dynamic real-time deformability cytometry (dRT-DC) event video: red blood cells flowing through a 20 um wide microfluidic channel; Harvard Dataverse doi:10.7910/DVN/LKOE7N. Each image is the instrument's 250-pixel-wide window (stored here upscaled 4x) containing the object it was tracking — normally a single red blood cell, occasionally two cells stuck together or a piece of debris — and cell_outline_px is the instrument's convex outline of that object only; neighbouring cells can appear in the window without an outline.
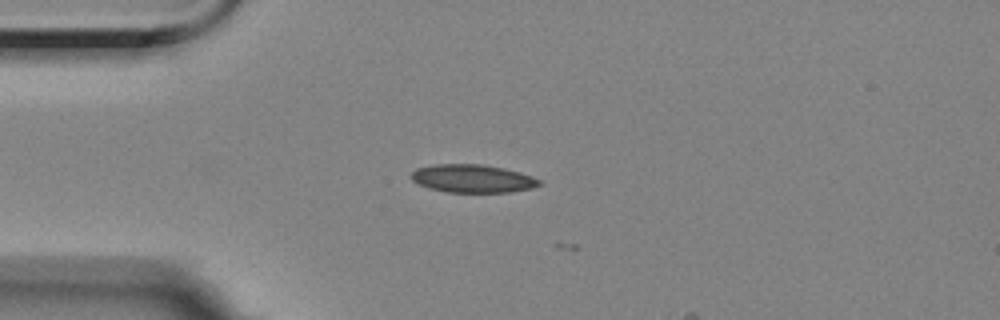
{"species": "Egyptian fruit bat (a non-hibernating species)", "species_latin": "Rousettus aegyptiacus", "temperature_condition": "room temperature", "stored_images_in_passage": 8, "camera_frame_rate_fps": 3000, "um_per_image_px": 0.085, "animal": {"sex": "female"}, "frame": {"image": 1, "passage_image": 7, "time_ms": 2.0, "image_size_px": [1000, 320], "cell_outline_px": [[544, 184], [532, 188], [508, 192], [448, 192], [428, 188], [412, 180], [412, 172], [416, 168], [432, 164], [480, 164], [504, 168], [520, 172], [532, 176], [540, 180]], "centroid_in_image_um": [40.19, 15.17], "position_along_channel_um": 44.8, "area_um2": 20.98}}